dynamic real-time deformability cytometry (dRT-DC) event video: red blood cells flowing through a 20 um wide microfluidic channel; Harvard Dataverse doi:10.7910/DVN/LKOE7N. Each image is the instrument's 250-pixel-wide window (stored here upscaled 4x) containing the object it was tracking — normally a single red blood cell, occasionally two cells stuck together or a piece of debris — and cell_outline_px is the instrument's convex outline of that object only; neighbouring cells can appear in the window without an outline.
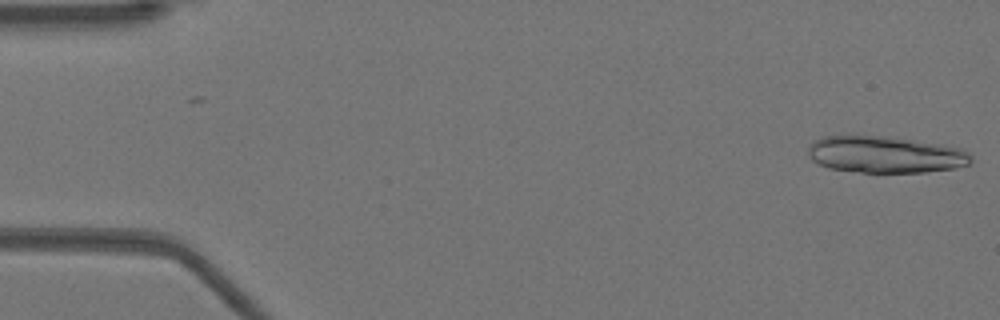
{"species": "Egyptian fruit bat (a non-hibernating species)", "species_latin": "Rousettus aegyptiacus", "temperature_condition": "warm", "stored_images_in_passage": 51, "segment_of_instrument_passage": [1, 2], "camera_frame_rate_fps": 3000, "um_per_image_px": 0.085, "animal": {"sex": "female"}, "frame": {"image": 1, "passage_image": 1, "time_ms": 0.0, "image_size_px": [1000, 320], "cell_outline_px": [[972, 160], [968, 164], [956, 168], [924, 172], [860, 172], [828, 168], [812, 160], [808, 156], [808, 144], [812, 140], [820, 136], [884, 136], [940, 144], [964, 148], [972, 156]], "centroid_in_image_um": [75.23, 13.13], "position_along_channel_um": 9.8, "area_um2": 35.03}}